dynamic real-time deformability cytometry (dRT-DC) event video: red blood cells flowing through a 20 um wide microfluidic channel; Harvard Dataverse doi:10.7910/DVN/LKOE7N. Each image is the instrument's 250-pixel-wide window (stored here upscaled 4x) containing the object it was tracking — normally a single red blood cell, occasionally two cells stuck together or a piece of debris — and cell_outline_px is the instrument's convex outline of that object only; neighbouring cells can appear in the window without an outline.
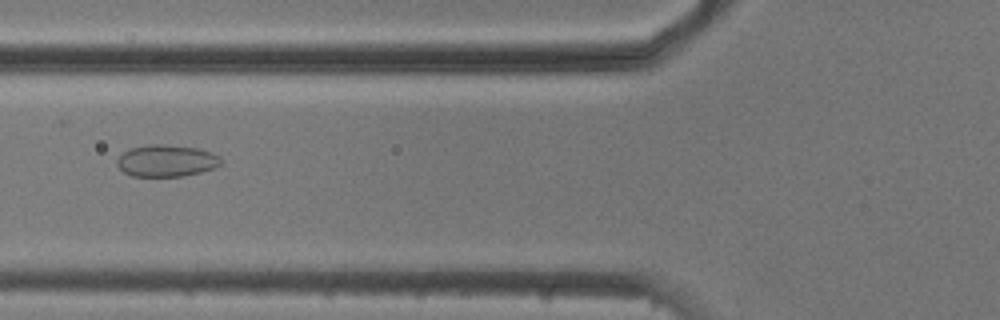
{"species": "common noctule bat (a hibernating species)", "species_latin": "Nyctalus noctula", "temperature_condition": "cold", "stored_images_in_passage": 6, "camera_frame_rate_fps": 3000, "um_per_image_px": 0.085, "animal": {"sex": "male", "body_mass_g": 20.5, "forearm_length_mm": 52.5}, "frame": {"image": 1, "passage_image": 6, "time_ms": 6.0, "image_size_px": [1000, 320], "cell_outline_px": [[220, 164], [216, 168], [184, 176], [132, 176], [124, 172], [116, 164], [116, 160], [124, 152], [132, 148], [148, 144], [164, 144], [196, 148], [220, 156]], "centroid_in_image_um": [14.13, 13.67], "position_along_channel_um": 111.7, "area_um2": 19.13}}